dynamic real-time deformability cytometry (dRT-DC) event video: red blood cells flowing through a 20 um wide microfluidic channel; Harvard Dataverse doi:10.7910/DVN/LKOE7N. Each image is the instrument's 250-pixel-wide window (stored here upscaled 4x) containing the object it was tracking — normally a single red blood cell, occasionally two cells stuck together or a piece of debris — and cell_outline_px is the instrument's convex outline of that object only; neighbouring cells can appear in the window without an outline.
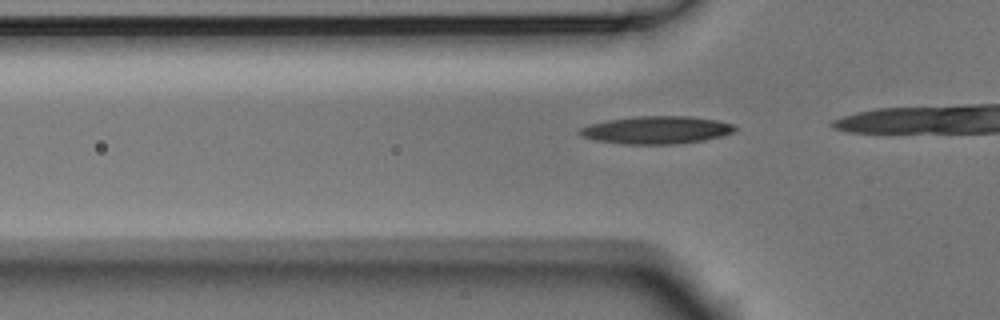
{"species": "Egyptian fruit bat (a non-hibernating species)", "species_latin": "Rousettus aegyptiacus", "temperature_condition": "room temperature", "stored_images_in_passage": 16, "camera_frame_rate_fps": 3000, "um_per_image_px": 0.085, "animal": {"sex": "male"}, "frame": {"image": 1, "passage_image": 13, "time_ms": 4.0, "image_size_px": [1000, 320], "cell_outline_px": [[736, 132], [704, 140], [672, 144], [624, 144], [596, 140], [580, 136], [576, 132], [580, 128], [588, 124], [608, 120], [640, 116], [688, 116], [716, 120], [732, 124], [736, 128]], "centroid_in_image_um": [55.76, 11.05], "position_along_channel_um": 70.0, "area_um2": 24.97}}